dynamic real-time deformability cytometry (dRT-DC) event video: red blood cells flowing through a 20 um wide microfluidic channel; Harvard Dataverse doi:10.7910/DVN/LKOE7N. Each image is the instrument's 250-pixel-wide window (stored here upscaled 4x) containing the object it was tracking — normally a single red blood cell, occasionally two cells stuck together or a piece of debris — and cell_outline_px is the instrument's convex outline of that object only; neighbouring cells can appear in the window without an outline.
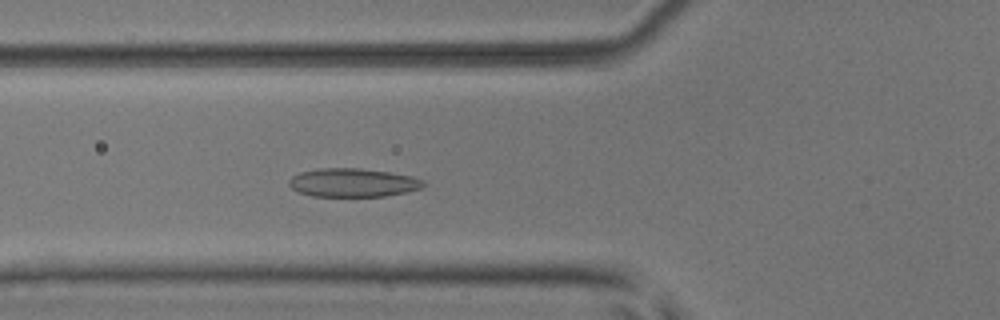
{"species": "common noctule bat (a hibernating species)", "species_latin": "Nyctalus noctula", "temperature_condition": "room temperature", "stored_images_in_passage": 53, "camera_frame_rate_fps": 3000, "um_per_image_px": 0.085, "animal": {"sex": "male", "body_mass_g": 17.9, "forearm_length_mm": 54.2}, "frame": {"image": 1, "passage_image": 20, "time_ms": 6.333, "image_size_px": [1000, 320], "cell_outline_px": [[428, 184], [420, 188], [404, 192], [384, 196], [312, 196], [296, 192], [288, 184], [288, 180], [292, 176], [300, 172], [316, 168], [360, 168], [388, 172], [412, 176], [424, 180]], "centroid_in_image_um": [29.96, 15.52], "position_along_channel_um": 95.8, "area_um2": 22.48}}
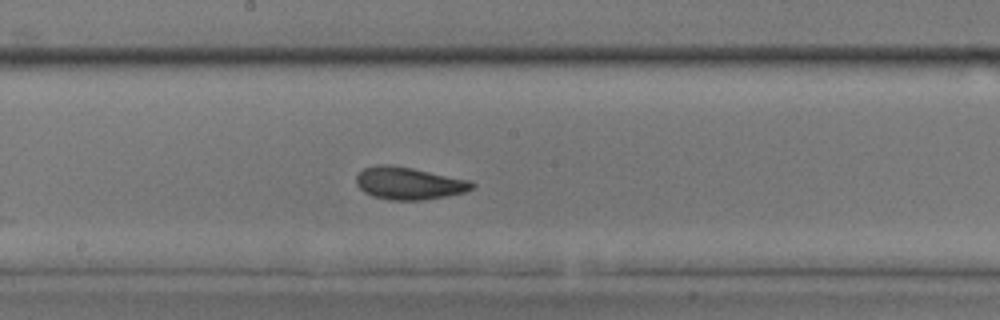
{"frame": {"image": 2, "passage_image": 29, "time_ms": 9.333, "image_size_px": [1000, 320], "cell_outline_px": [[476, 184], [472, 188], [464, 192], [448, 196], [424, 200], [388, 200], [372, 196], [364, 192], [356, 184], [356, 176], [364, 168], [376, 164], [392, 164], [412, 168], [468, 180]], "centroid_in_image_um": [34.72, 15.58], "position_along_channel_um": 213.5, "area_um2": 21.91}}
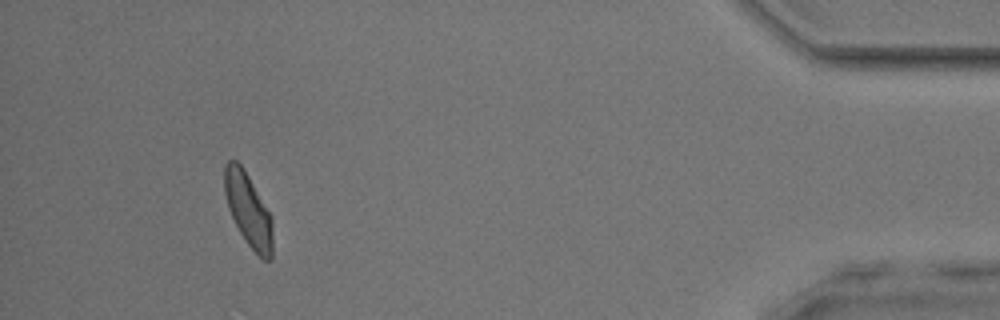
{"frame": {"image": 3, "passage_image": 49, "time_ms": 16.0, "image_size_px": [1000, 320], "cell_outline_px": [[272, 260], [264, 260], [248, 244], [240, 232], [228, 208], [224, 192], [224, 168], [228, 160], [236, 160], [244, 168], [272, 216]], "centroid_in_image_um": [21.11, 17.81], "position_along_channel_um": 414.1, "area_um2": 20.46}, "authors_computed_cell_mechanics": {"area_um2": 21.675, "velocity_mm_per_s": 3.9352, "shape_relaxation_time_tau1_ms": 5.6213, "shape_relaxation_time_tau2_ms": 1.9565, "deformation_change_tau1": 0.1447, "deformation_change_tau2": 0.0705}}